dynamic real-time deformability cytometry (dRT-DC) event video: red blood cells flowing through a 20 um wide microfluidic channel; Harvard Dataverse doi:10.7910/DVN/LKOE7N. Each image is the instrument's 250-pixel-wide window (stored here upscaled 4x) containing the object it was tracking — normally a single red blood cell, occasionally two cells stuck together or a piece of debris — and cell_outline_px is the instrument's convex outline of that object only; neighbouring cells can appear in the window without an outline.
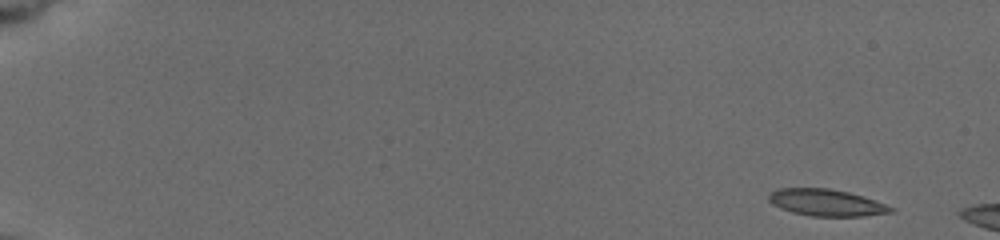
{"species": "common noctule bat (a hibernating species)", "species_latin": "Nyctalus noctula", "temperature_condition": "cold", "stored_images_in_passage": 10, "camera_frame_rate_fps": 3000, "um_per_image_px": 0.085, "animal": {"sex": "female", "body_mass_g": 19.5, "forearm_length_mm": 54.1}, "frame": {"image": 1, "passage_image": 1, "time_ms": 0.0, "image_size_px": [1000, 240], "cell_outline_px": [[896, 208], [892, 212], [864, 216], [812, 216], [792, 212], [780, 208], [772, 204], [768, 200], [768, 196], [772, 192], [780, 188], [828, 188], [848, 192], [864, 196]], "centroid_in_image_um": [70.25, 17.22], "position_along_channel_um": 14.7, "area_um2": 19.02}}